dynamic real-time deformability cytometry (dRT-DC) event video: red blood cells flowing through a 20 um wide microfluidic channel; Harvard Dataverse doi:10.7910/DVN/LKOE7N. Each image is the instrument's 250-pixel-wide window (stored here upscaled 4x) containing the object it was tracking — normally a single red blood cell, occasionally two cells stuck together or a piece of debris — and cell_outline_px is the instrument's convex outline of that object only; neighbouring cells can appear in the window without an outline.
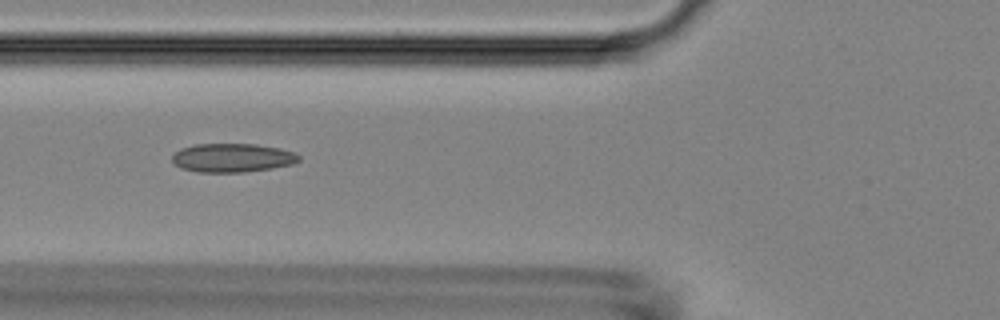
{"species": "Egyptian fruit bat (a non-hibernating species)", "species_latin": "Rousettus aegyptiacus", "temperature_condition": "room temperature", "stored_images_in_passage": 6, "camera_frame_rate_fps": 3000, "um_per_image_px": 0.085, "animal": {"sex": "female"}, "frame": {"image": 1, "passage_image": 5, "time_ms": 4.333, "image_size_px": [1000, 320], "cell_outline_px": [[300, 160], [292, 164], [272, 168], [244, 172], [196, 172], [180, 168], [172, 164], [172, 156], [180, 148], [196, 144], [256, 144], [280, 148], [292, 152], [300, 156]], "centroid_in_image_um": [19.71, 13.41], "position_along_channel_um": 106.1, "area_um2": 21.33}}
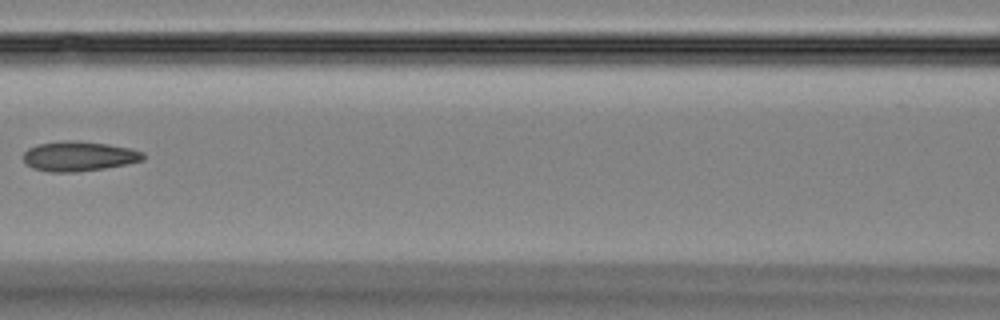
{"frame": {"image": 2, "passage_image": 6, "time_ms": 5.667, "image_size_px": [1000, 320], "cell_outline_px": [[144, 160], [128, 164], [104, 168], [76, 172], [48, 172], [32, 168], [24, 164], [24, 152], [28, 148], [36, 144], [64, 140], [76, 140], [108, 144], [132, 148], [144, 152]], "centroid_in_image_um": [6.69, 13.27], "position_along_channel_um": 159.9, "area_um2": 21.15}}